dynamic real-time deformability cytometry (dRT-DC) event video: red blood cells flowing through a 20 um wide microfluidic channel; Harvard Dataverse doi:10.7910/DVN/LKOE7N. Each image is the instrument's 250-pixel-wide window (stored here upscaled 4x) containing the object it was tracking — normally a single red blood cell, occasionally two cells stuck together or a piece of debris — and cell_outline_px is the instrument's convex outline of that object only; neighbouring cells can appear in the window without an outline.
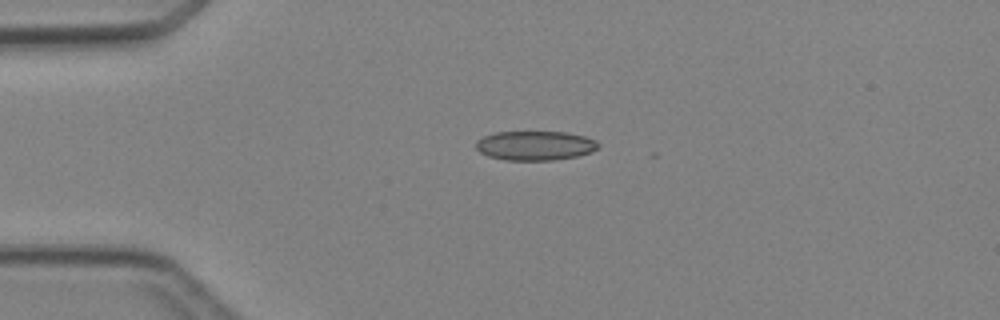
{"species": "Egyptian fruit bat (a non-hibernating species)", "species_latin": "Rousettus aegyptiacus", "temperature_condition": "cold", "stored_images_in_passage": 5, "camera_frame_rate_fps": 3000, "um_per_image_px": 0.085, "animal": {"sex": "female"}, "frame": {"image": 1, "passage_image": 3, "time_ms": 3.333, "image_size_px": [1000, 320], "cell_outline_px": [[600, 144], [592, 152], [576, 156], [552, 160], [504, 160], [488, 156], [480, 152], [476, 148], [476, 140], [484, 136], [496, 132], [564, 132], [584, 136], [596, 140]], "centroid_in_image_um": [45.47, 12.37], "position_along_channel_um": 39.5, "area_um2": 20.87}}
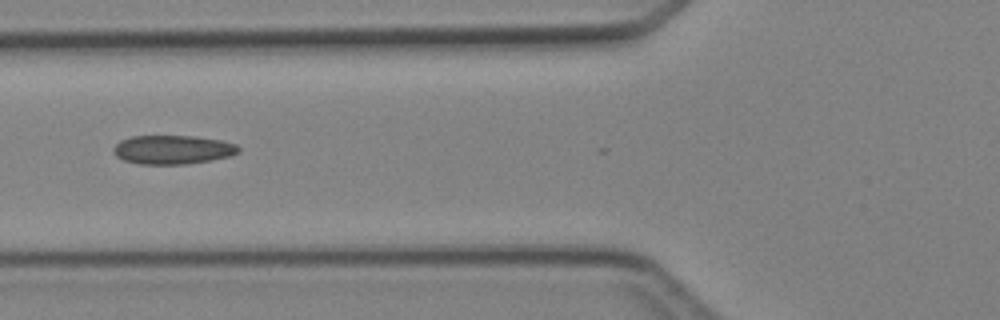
{"frame": {"image": 2, "passage_image": 5, "time_ms": 5.667, "image_size_px": [1000, 320], "cell_outline_px": [[240, 152], [232, 156], [212, 160], [184, 164], [140, 164], [124, 160], [116, 156], [112, 152], [112, 148], [120, 140], [132, 136], [196, 136], [220, 140], [236, 144], [240, 148]], "centroid_in_image_um": [14.69, 12.72], "position_along_channel_um": 111.1, "area_um2": 21.21}}